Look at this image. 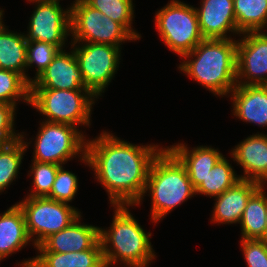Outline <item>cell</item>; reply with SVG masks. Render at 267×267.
Returning <instances> with one entry per match:
<instances>
[{"label":"cell","mask_w":267,"mask_h":267,"mask_svg":"<svg viewBox=\"0 0 267 267\" xmlns=\"http://www.w3.org/2000/svg\"><path fill=\"white\" fill-rule=\"evenodd\" d=\"M163 148L135 145L103 130L97 138L86 140L85 155L111 205H136L143 197L152 162Z\"/></svg>","instance_id":"1"},{"label":"cell","mask_w":267,"mask_h":267,"mask_svg":"<svg viewBox=\"0 0 267 267\" xmlns=\"http://www.w3.org/2000/svg\"><path fill=\"white\" fill-rule=\"evenodd\" d=\"M182 59L178 70L214 95L229 97L237 85V40L233 38L203 39Z\"/></svg>","instance_id":"2"},{"label":"cell","mask_w":267,"mask_h":267,"mask_svg":"<svg viewBox=\"0 0 267 267\" xmlns=\"http://www.w3.org/2000/svg\"><path fill=\"white\" fill-rule=\"evenodd\" d=\"M145 194L151 196L150 217L156 224L173 209L196 195L184 165L166 146L152 162L143 197L137 206L141 204Z\"/></svg>","instance_id":"3"},{"label":"cell","mask_w":267,"mask_h":267,"mask_svg":"<svg viewBox=\"0 0 267 267\" xmlns=\"http://www.w3.org/2000/svg\"><path fill=\"white\" fill-rule=\"evenodd\" d=\"M114 216L110 229L100 228L99 240L106 267L120 264H143L155 259L150 237L129 210L136 205H112Z\"/></svg>","instance_id":"4"},{"label":"cell","mask_w":267,"mask_h":267,"mask_svg":"<svg viewBox=\"0 0 267 267\" xmlns=\"http://www.w3.org/2000/svg\"><path fill=\"white\" fill-rule=\"evenodd\" d=\"M97 99L87 89H30V106L46 116L47 122L90 126L92 106Z\"/></svg>","instance_id":"5"},{"label":"cell","mask_w":267,"mask_h":267,"mask_svg":"<svg viewBox=\"0 0 267 267\" xmlns=\"http://www.w3.org/2000/svg\"><path fill=\"white\" fill-rule=\"evenodd\" d=\"M156 12L154 20L159 37L180 58L204 39L195 7L180 0H170Z\"/></svg>","instance_id":"6"},{"label":"cell","mask_w":267,"mask_h":267,"mask_svg":"<svg viewBox=\"0 0 267 267\" xmlns=\"http://www.w3.org/2000/svg\"><path fill=\"white\" fill-rule=\"evenodd\" d=\"M86 140L84 133L72 125L42 121L33 144L32 161L64 165L78 156L89 166Z\"/></svg>","instance_id":"7"},{"label":"cell","mask_w":267,"mask_h":267,"mask_svg":"<svg viewBox=\"0 0 267 267\" xmlns=\"http://www.w3.org/2000/svg\"><path fill=\"white\" fill-rule=\"evenodd\" d=\"M22 208L28 235L36 248L51 234L68 227L81 214L68 203L48 197H29L17 202Z\"/></svg>","instance_id":"8"},{"label":"cell","mask_w":267,"mask_h":267,"mask_svg":"<svg viewBox=\"0 0 267 267\" xmlns=\"http://www.w3.org/2000/svg\"><path fill=\"white\" fill-rule=\"evenodd\" d=\"M72 48L86 89L96 98H99L118 70L122 53L121 46L100 43H71Z\"/></svg>","instance_id":"9"},{"label":"cell","mask_w":267,"mask_h":267,"mask_svg":"<svg viewBox=\"0 0 267 267\" xmlns=\"http://www.w3.org/2000/svg\"><path fill=\"white\" fill-rule=\"evenodd\" d=\"M70 10L71 43L121 46L127 40L137 41L120 23L111 20L84 0H80Z\"/></svg>","instance_id":"10"},{"label":"cell","mask_w":267,"mask_h":267,"mask_svg":"<svg viewBox=\"0 0 267 267\" xmlns=\"http://www.w3.org/2000/svg\"><path fill=\"white\" fill-rule=\"evenodd\" d=\"M27 1L36 6L28 23L26 41H43L64 50L67 37L71 36L70 8L65 10L58 3Z\"/></svg>","instance_id":"11"},{"label":"cell","mask_w":267,"mask_h":267,"mask_svg":"<svg viewBox=\"0 0 267 267\" xmlns=\"http://www.w3.org/2000/svg\"><path fill=\"white\" fill-rule=\"evenodd\" d=\"M241 36L237 39V85H267L266 32L250 31Z\"/></svg>","instance_id":"12"},{"label":"cell","mask_w":267,"mask_h":267,"mask_svg":"<svg viewBox=\"0 0 267 267\" xmlns=\"http://www.w3.org/2000/svg\"><path fill=\"white\" fill-rule=\"evenodd\" d=\"M81 215L68 227L51 234L36 247L38 252H81L87 249H102L99 240L100 227L81 224Z\"/></svg>","instance_id":"13"},{"label":"cell","mask_w":267,"mask_h":267,"mask_svg":"<svg viewBox=\"0 0 267 267\" xmlns=\"http://www.w3.org/2000/svg\"><path fill=\"white\" fill-rule=\"evenodd\" d=\"M195 9L204 39H232L228 33L242 34L237 29L233 0H202Z\"/></svg>","instance_id":"14"},{"label":"cell","mask_w":267,"mask_h":267,"mask_svg":"<svg viewBox=\"0 0 267 267\" xmlns=\"http://www.w3.org/2000/svg\"><path fill=\"white\" fill-rule=\"evenodd\" d=\"M65 51H59L48 67L30 84V89H86L73 49Z\"/></svg>","instance_id":"15"},{"label":"cell","mask_w":267,"mask_h":267,"mask_svg":"<svg viewBox=\"0 0 267 267\" xmlns=\"http://www.w3.org/2000/svg\"><path fill=\"white\" fill-rule=\"evenodd\" d=\"M231 158L243 168L240 179L267 183V135L253 134L241 141L231 151Z\"/></svg>","instance_id":"16"},{"label":"cell","mask_w":267,"mask_h":267,"mask_svg":"<svg viewBox=\"0 0 267 267\" xmlns=\"http://www.w3.org/2000/svg\"><path fill=\"white\" fill-rule=\"evenodd\" d=\"M261 186L257 182L241 179L233 187L214 197L211 223L239 224L248 200Z\"/></svg>","instance_id":"17"},{"label":"cell","mask_w":267,"mask_h":267,"mask_svg":"<svg viewBox=\"0 0 267 267\" xmlns=\"http://www.w3.org/2000/svg\"><path fill=\"white\" fill-rule=\"evenodd\" d=\"M229 96L236 118L267 127V85H236Z\"/></svg>","instance_id":"18"},{"label":"cell","mask_w":267,"mask_h":267,"mask_svg":"<svg viewBox=\"0 0 267 267\" xmlns=\"http://www.w3.org/2000/svg\"><path fill=\"white\" fill-rule=\"evenodd\" d=\"M167 148L184 165L187 175L196 189L210 170L224 156L218 149L211 146H197L189 150L187 144L178 143Z\"/></svg>","instance_id":"19"},{"label":"cell","mask_w":267,"mask_h":267,"mask_svg":"<svg viewBox=\"0 0 267 267\" xmlns=\"http://www.w3.org/2000/svg\"><path fill=\"white\" fill-rule=\"evenodd\" d=\"M30 241L24 212L16 203L0 214V259L18 252Z\"/></svg>","instance_id":"20"},{"label":"cell","mask_w":267,"mask_h":267,"mask_svg":"<svg viewBox=\"0 0 267 267\" xmlns=\"http://www.w3.org/2000/svg\"><path fill=\"white\" fill-rule=\"evenodd\" d=\"M24 260L21 267H106L102 249H87L81 252H38Z\"/></svg>","instance_id":"21"},{"label":"cell","mask_w":267,"mask_h":267,"mask_svg":"<svg viewBox=\"0 0 267 267\" xmlns=\"http://www.w3.org/2000/svg\"><path fill=\"white\" fill-rule=\"evenodd\" d=\"M27 41L25 33L3 28L0 31V69L20 74L29 84L33 82L26 73Z\"/></svg>","instance_id":"22"},{"label":"cell","mask_w":267,"mask_h":267,"mask_svg":"<svg viewBox=\"0 0 267 267\" xmlns=\"http://www.w3.org/2000/svg\"><path fill=\"white\" fill-rule=\"evenodd\" d=\"M261 186L248 200L239 222L241 238L266 239L267 195Z\"/></svg>","instance_id":"23"},{"label":"cell","mask_w":267,"mask_h":267,"mask_svg":"<svg viewBox=\"0 0 267 267\" xmlns=\"http://www.w3.org/2000/svg\"><path fill=\"white\" fill-rule=\"evenodd\" d=\"M21 138L17 141L3 144L0 148V193L4 192L17 178L19 169L29 145L32 141H24L26 134L21 132ZM25 152V153H24Z\"/></svg>","instance_id":"24"},{"label":"cell","mask_w":267,"mask_h":267,"mask_svg":"<svg viewBox=\"0 0 267 267\" xmlns=\"http://www.w3.org/2000/svg\"><path fill=\"white\" fill-rule=\"evenodd\" d=\"M237 29L241 32L267 28V0H233Z\"/></svg>","instance_id":"25"},{"label":"cell","mask_w":267,"mask_h":267,"mask_svg":"<svg viewBox=\"0 0 267 267\" xmlns=\"http://www.w3.org/2000/svg\"><path fill=\"white\" fill-rule=\"evenodd\" d=\"M226 157H222L195 189L196 194L216 197L240 181Z\"/></svg>","instance_id":"26"},{"label":"cell","mask_w":267,"mask_h":267,"mask_svg":"<svg viewBox=\"0 0 267 267\" xmlns=\"http://www.w3.org/2000/svg\"><path fill=\"white\" fill-rule=\"evenodd\" d=\"M111 20L120 23L136 40L141 35L132 28L134 5L132 0H84Z\"/></svg>","instance_id":"27"},{"label":"cell","mask_w":267,"mask_h":267,"mask_svg":"<svg viewBox=\"0 0 267 267\" xmlns=\"http://www.w3.org/2000/svg\"><path fill=\"white\" fill-rule=\"evenodd\" d=\"M20 100L30 105V84L17 72L0 69V103L17 107Z\"/></svg>","instance_id":"28"},{"label":"cell","mask_w":267,"mask_h":267,"mask_svg":"<svg viewBox=\"0 0 267 267\" xmlns=\"http://www.w3.org/2000/svg\"><path fill=\"white\" fill-rule=\"evenodd\" d=\"M61 165L46 162L32 161L29 177H33V188L29 197H47L55 181L58 168Z\"/></svg>","instance_id":"29"},{"label":"cell","mask_w":267,"mask_h":267,"mask_svg":"<svg viewBox=\"0 0 267 267\" xmlns=\"http://www.w3.org/2000/svg\"><path fill=\"white\" fill-rule=\"evenodd\" d=\"M60 49L50 43L43 41L27 42L26 69L35 65L36 74L33 81L48 67Z\"/></svg>","instance_id":"30"},{"label":"cell","mask_w":267,"mask_h":267,"mask_svg":"<svg viewBox=\"0 0 267 267\" xmlns=\"http://www.w3.org/2000/svg\"><path fill=\"white\" fill-rule=\"evenodd\" d=\"M61 165L58 168L55 181L53 183L50 194L47 196L50 199L68 203L71 202L78 191V178L75 173H72L63 168Z\"/></svg>","instance_id":"31"},{"label":"cell","mask_w":267,"mask_h":267,"mask_svg":"<svg viewBox=\"0 0 267 267\" xmlns=\"http://www.w3.org/2000/svg\"><path fill=\"white\" fill-rule=\"evenodd\" d=\"M247 267H267V240L240 239Z\"/></svg>","instance_id":"32"},{"label":"cell","mask_w":267,"mask_h":267,"mask_svg":"<svg viewBox=\"0 0 267 267\" xmlns=\"http://www.w3.org/2000/svg\"><path fill=\"white\" fill-rule=\"evenodd\" d=\"M16 106L0 103V141L8 144L21 138L22 133H16L14 129V119Z\"/></svg>","instance_id":"33"},{"label":"cell","mask_w":267,"mask_h":267,"mask_svg":"<svg viewBox=\"0 0 267 267\" xmlns=\"http://www.w3.org/2000/svg\"><path fill=\"white\" fill-rule=\"evenodd\" d=\"M37 1H41V2H51V3H58L60 4V0H37ZM80 0H75L73 1V3H71L72 5L69 7L70 9L76 5Z\"/></svg>","instance_id":"34"},{"label":"cell","mask_w":267,"mask_h":267,"mask_svg":"<svg viewBox=\"0 0 267 267\" xmlns=\"http://www.w3.org/2000/svg\"><path fill=\"white\" fill-rule=\"evenodd\" d=\"M151 264V262L143 263V264H126V267H149L148 264ZM124 266V267H125Z\"/></svg>","instance_id":"35"},{"label":"cell","mask_w":267,"mask_h":267,"mask_svg":"<svg viewBox=\"0 0 267 267\" xmlns=\"http://www.w3.org/2000/svg\"><path fill=\"white\" fill-rule=\"evenodd\" d=\"M3 12H4V10L0 9V31H1L3 28L6 27V25H4V24H3L4 22L2 21V20H3L2 17H4V16H3V14H4Z\"/></svg>","instance_id":"36"},{"label":"cell","mask_w":267,"mask_h":267,"mask_svg":"<svg viewBox=\"0 0 267 267\" xmlns=\"http://www.w3.org/2000/svg\"><path fill=\"white\" fill-rule=\"evenodd\" d=\"M266 240H267V216H266Z\"/></svg>","instance_id":"37"}]
</instances>
